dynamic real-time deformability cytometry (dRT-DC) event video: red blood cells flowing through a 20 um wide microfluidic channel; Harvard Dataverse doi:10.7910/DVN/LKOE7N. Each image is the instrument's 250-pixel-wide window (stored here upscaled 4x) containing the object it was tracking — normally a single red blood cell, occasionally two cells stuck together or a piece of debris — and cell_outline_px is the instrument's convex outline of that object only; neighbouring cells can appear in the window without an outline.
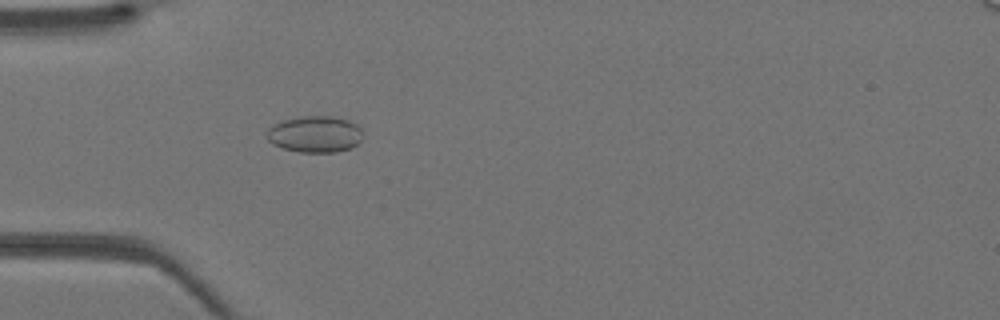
{"species": "Egyptian fruit bat (a non-hibernating species)", "species_latin": "Rousettus aegyptiacus", "temperature_condition": "warm", "stored_images_in_passage": 27, "camera_frame_rate_fps": 3000, "um_per_image_px": 0.085, "animal": {"sex": "female"}, "frame": {"image": 1, "passage_image": 13, "time_ms": 4.0, "image_size_px": [1000, 320], "cell_outline_px": [[360, 140], [356, 144], [348, 148], [336, 152], [300, 152], [284, 148], [272, 144], [268, 140], [268, 128], [284, 120], [304, 116], [332, 116], [348, 120], [356, 124], [360, 128]], "centroid_in_image_um": [26.76, 11.4], "position_along_channel_um": 58.2, "area_um2": 20.0}}
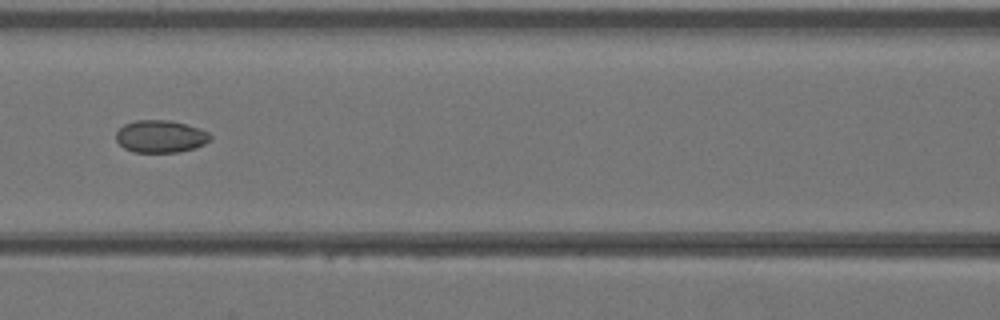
{"frame": {"image": 2, "passage_image": 19, "time_ms": 6.0, "image_size_px": [1000, 320], "cell_outline_px": [[212, 140], [196, 148], [180, 152], [132, 152], [124, 148], [116, 140], [116, 132], [124, 124], [136, 120], [172, 120], [200, 128], [208, 132], [212, 136]], "centroid_in_image_um": [13.68, 11.59], "position_along_channel_um": 152.9, "area_um2": 18.03}}
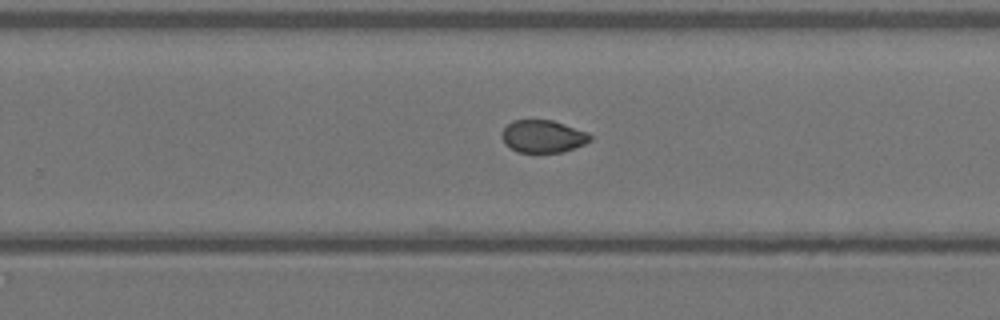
{"frame": {"image": 3, "passage_image": 27, "time_ms": 8.667, "image_size_px": [1000, 320], "cell_outline_px": [[592, 140], [584, 144], [564, 152], [516, 152], [508, 148], [504, 144], [500, 136], [504, 128], [512, 120], [552, 120], [588, 132], [592, 136]], "centroid_in_image_um": [46.13, 11.6], "position_along_channel_um": 283.7, "area_um2": 16.94}}